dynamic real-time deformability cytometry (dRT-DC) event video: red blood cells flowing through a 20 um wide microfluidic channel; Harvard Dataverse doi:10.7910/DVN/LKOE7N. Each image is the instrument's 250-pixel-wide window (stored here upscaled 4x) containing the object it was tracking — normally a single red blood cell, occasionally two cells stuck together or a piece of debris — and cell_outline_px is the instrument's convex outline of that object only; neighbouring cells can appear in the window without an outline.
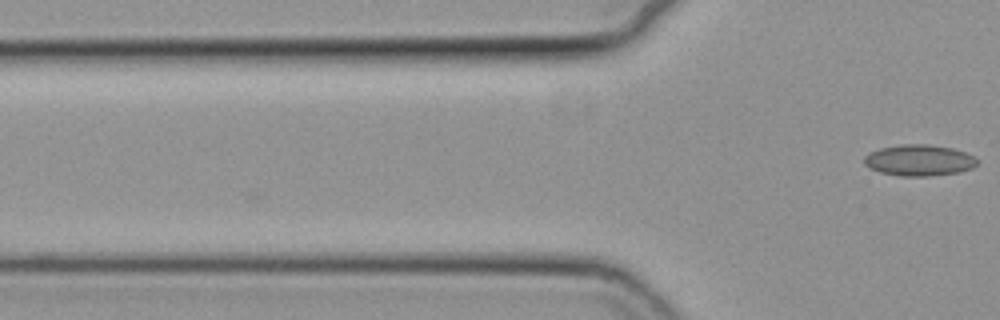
{"species": "common noctule bat (a hibernating species)", "species_latin": "Nyctalus noctula", "temperature_condition": "cold", "stored_images_in_passage": 3, "camera_frame_rate_fps": 3000, "um_per_image_px": 0.085, "animal": {"sex": "female", "body_mass_g": 19.3, "forearm_length_mm": 54.1}, "frame": {"image": 1, "passage_image": 3, "time_ms": 0.667, "image_size_px": [1000, 320], "cell_outline_px": [[980, 164], [972, 168], [960, 172], [928, 176], [900, 176], [880, 172], [868, 168], [864, 164], [864, 156], [868, 152], [880, 148], [900, 144], [928, 144], [952, 148], [976, 156], [980, 160]], "centroid_in_image_um": [78.15, 13.62], "position_along_channel_um": 47.7, "area_um2": 20.92}}